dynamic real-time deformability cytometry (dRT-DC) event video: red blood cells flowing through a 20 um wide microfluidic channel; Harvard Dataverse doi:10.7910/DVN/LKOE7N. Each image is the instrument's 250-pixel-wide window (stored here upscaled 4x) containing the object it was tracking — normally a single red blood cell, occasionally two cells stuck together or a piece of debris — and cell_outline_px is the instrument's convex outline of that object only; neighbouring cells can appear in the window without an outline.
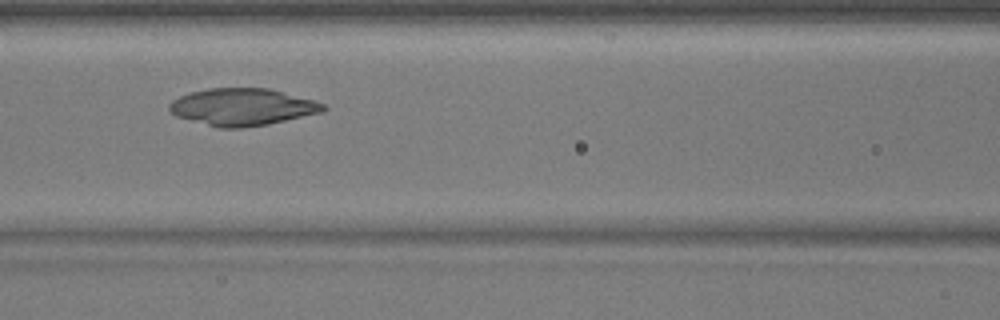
{"species": "common noctule bat (a hibernating species)", "species_latin": "Nyctalus noctula", "temperature_condition": "warm", "stored_images_in_passage": 46, "camera_frame_rate_fps": 3000, "um_per_image_px": 0.085, "animal": {"sex": "male", "body_mass_g": 17.9}, "frame": {"image": 1, "passage_image": 17, "time_ms": 5.333, "image_size_px": [1000, 320], "cell_outline_px": [[328, 108], [324, 112], [268, 124], [240, 128], [220, 128], [176, 116], [168, 108], [168, 104], [172, 100], [180, 96], [192, 92], [208, 88], [268, 88], [312, 100], [324, 104]], "centroid_in_image_um": [20.61, 9.09], "position_along_channel_um": 146.0, "area_um2": 33.06}}
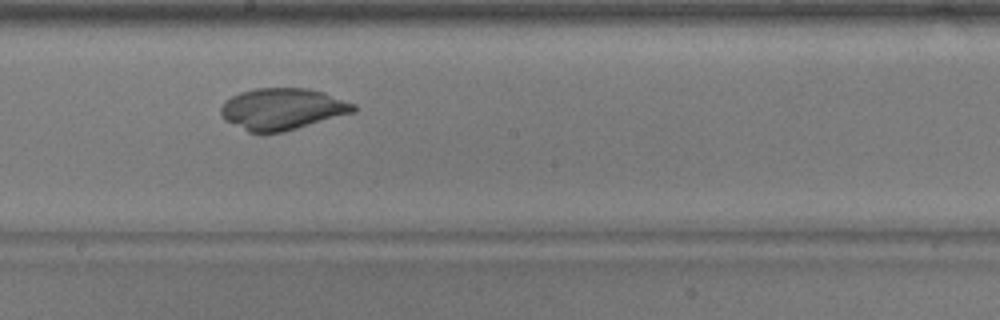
{"frame": {"image": 2, "passage_image": 23, "time_ms": 7.333, "image_size_px": [1000, 320], "cell_outline_px": [[356, 108], [352, 112], [284, 132], [248, 132], [224, 120], [220, 116], [220, 108], [224, 100], [240, 92], [256, 88], [308, 88], [324, 92], [356, 104]], "centroid_in_image_um": [23.95, 9.25], "position_along_channel_um": 224.3, "area_um2": 32.08}}
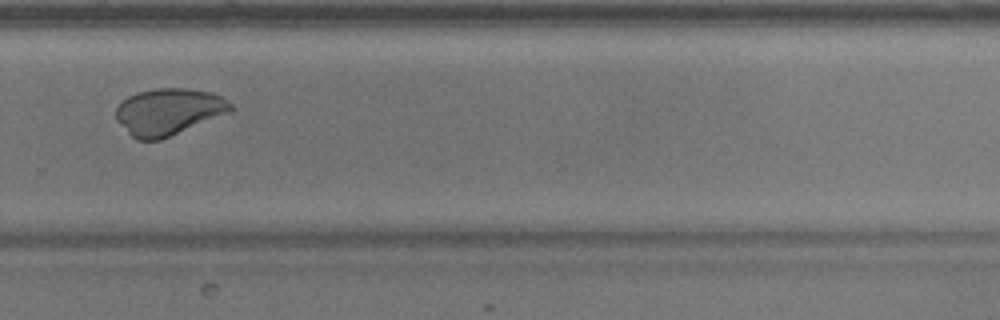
{"frame": {"image": 3, "passage_image": 30, "time_ms": 9.667, "image_size_px": [1000, 320], "cell_outline_px": [[232, 108], [228, 112], [160, 140], [136, 140], [116, 120], [116, 108], [128, 96], [136, 92], [156, 88], [184, 88], [212, 92], [220, 96], [232, 104]], "centroid_in_image_um": [14.28, 9.48], "position_along_channel_um": 315.5, "area_um2": 30.75}}